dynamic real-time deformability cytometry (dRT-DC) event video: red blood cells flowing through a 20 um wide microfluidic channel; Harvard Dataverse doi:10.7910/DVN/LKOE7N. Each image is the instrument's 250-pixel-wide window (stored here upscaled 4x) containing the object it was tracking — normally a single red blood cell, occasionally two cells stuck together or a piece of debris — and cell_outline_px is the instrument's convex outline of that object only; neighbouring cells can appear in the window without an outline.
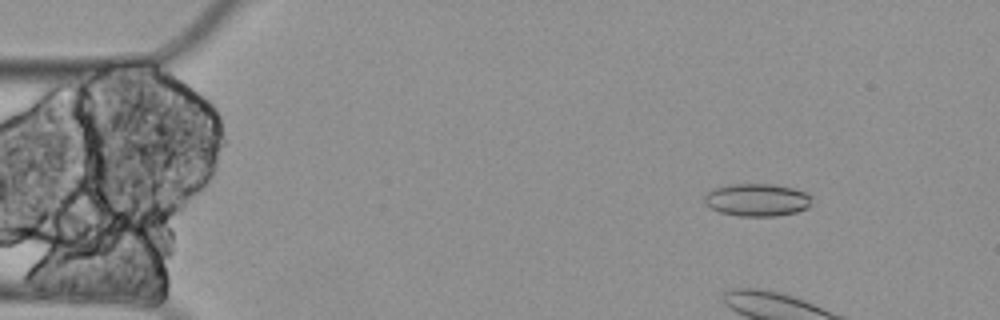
{"species": "Egyptian fruit bat (a non-hibernating species)", "species_latin": "Rousettus aegyptiacus", "temperature_condition": "cold", "stored_images_in_passage": 13, "camera_frame_rate_fps": 3000, "um_per_image_px": 0.085, "animal": {"sex": "female"}, "frame": {"image": 1, "passage_image": 2, "time_ms": 0.333, "image_size_px": [1000, 320], "cell_outline_px": [[812, 196], [808, 208], [796, 212], [776, 216], [740, 216], [720, 212], [704, 204], [704, 196], [712, 188], [728, 184], [776, 184], [792, 188], [804, 192]], "centroid_in_image_um": [64.33, 16.98], "position_along_channel_um": 20.7, "area_um2": 20.52}}
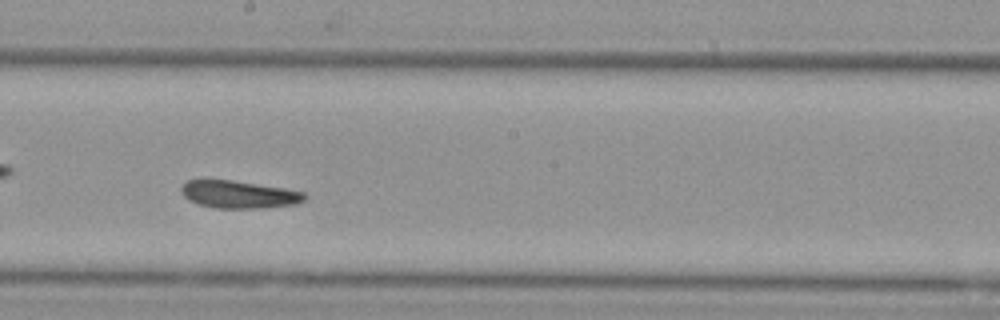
{"frame": {"image": 2, "passage_image": 8, "time_ms": 2.333, "image_size_px": [1000, 320], "cell_outline_px": [[308, 196], [304, 200], [296, 204], [260, 208], [212, 208], [188, 200], [180, 192], [180, 188], [188, 180], [232, 180], [284, 188], [304, 192]], "centroid_in_image_um": [20.3, 16.53], "position_along_channel_um": 227.9, "area_um2": 19.77}}
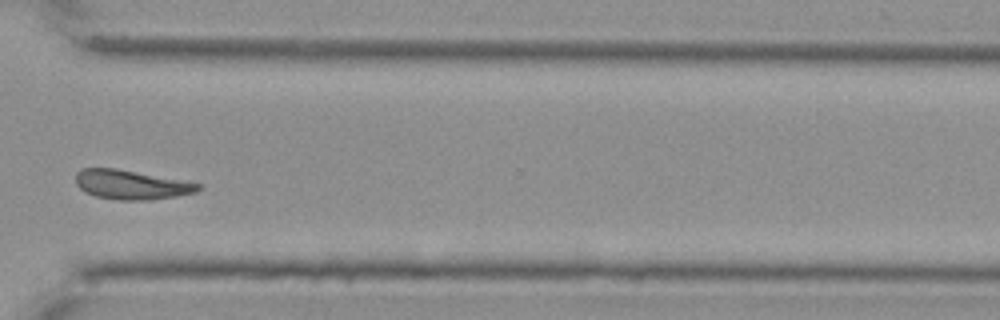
{"frame": {"image": 3, "passage_image": 11, "time_ms": 3.333, "image_size_px": [1000, 320], "cell_outline_px": [[204, 188], [196, 192], [176, 196], [144, 200], [120, 200], [96, 196], [84, 192], [76, 184], [76, 172], [80, 168], [116, 168], [200, 184]], "centroid_in_image_um": [11.12, 15.7], "position_along_channel_um": 359.5, "area_um2": 20.69}}